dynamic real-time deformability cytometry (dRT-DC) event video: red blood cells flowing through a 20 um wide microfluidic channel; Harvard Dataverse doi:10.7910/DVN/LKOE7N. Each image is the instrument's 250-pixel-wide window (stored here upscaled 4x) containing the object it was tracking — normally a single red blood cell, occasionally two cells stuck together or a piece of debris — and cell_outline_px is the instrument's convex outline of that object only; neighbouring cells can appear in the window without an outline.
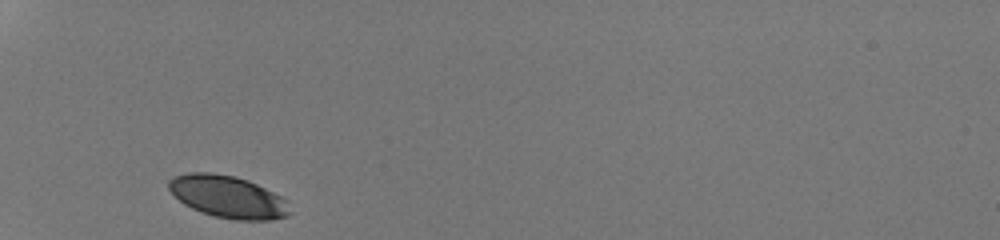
{"species": "human", "species_latin": "Homo sapiens", "temperature_condition": "room temperature", "stored_images_in_passage": 26, "camera_frame_rate_fps": 3000, "um_per_image_px": 0.085, "donor": {"sex": "male"}, "frame": {"image": 1, "passage_image": 1, "time_ms": 0.0, "image_size_px": [1000, 240], "cell_outline_px": [[292, 212], [288, 216], [272, 220], [236, 220], [216, 216], [200, 212], [184, 204], [168, 188], [168, 180], [172, 176], [188, 172], [212, 172], [236, 176], [248, 180], [280, 196], [284, 200]], "centroid_in_image_um": [19.35, 16.72], "position_along_channel_um": 65.7, "area_um2": 29.77}}
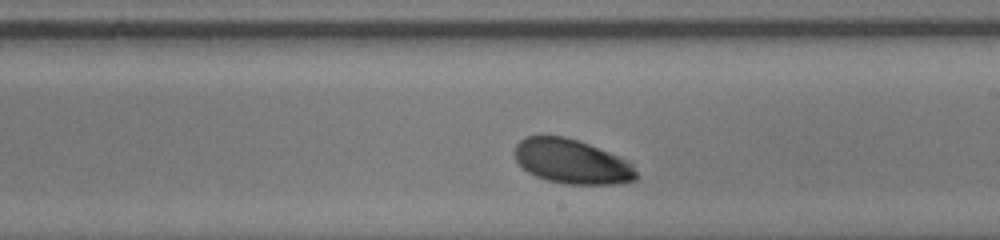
{"frame": {"image": 2, "passage_image": 15, "time_ms": 4.667, "image_size_px": [1000, 240], "cell_outline_px": [[640, 176], [636, 180], [616, 184], [568, 184], [548, 180], [536, 176], [528, 172], [516, 160], [516, 144], [524, 136], [564, 136], [588, 144], [608, 152], [632, 164]], "centroid_in_image_um": [48.62, 13.74], "position_along_channel_um": 240.4, "area_um2": 31.15}}
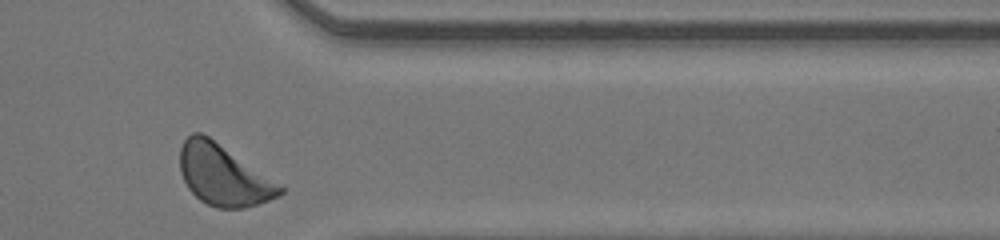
{"frame": {"image": 3, "passage_image": 26, "time_ms": 8.333, "image_size_px": [1000, 240], "cell_outline_px": [[284, 192], [268, 200], [244, 208], [216, 208], [200, 200], [188, 188], [180, 172], [180, 148], [184, 140], [192, 132], [200, 132], [208, 136], [284, 188]], "centroid_in_image_um": [18.92, 14.89], "position_along_channel_um": 392.5, "area_um2": 34.56}, "authors_computed_cell_mechanics": {"area_um2": 31.8767, "velocity_mm_per_s": 4.1873, "shape_relaxation_time_tau1_ms": 0.8716, "shape_relaxation_time_tau2_ms": null, "deformation_change_tau1": 0.0776, "deformation_change_tau2": null}}